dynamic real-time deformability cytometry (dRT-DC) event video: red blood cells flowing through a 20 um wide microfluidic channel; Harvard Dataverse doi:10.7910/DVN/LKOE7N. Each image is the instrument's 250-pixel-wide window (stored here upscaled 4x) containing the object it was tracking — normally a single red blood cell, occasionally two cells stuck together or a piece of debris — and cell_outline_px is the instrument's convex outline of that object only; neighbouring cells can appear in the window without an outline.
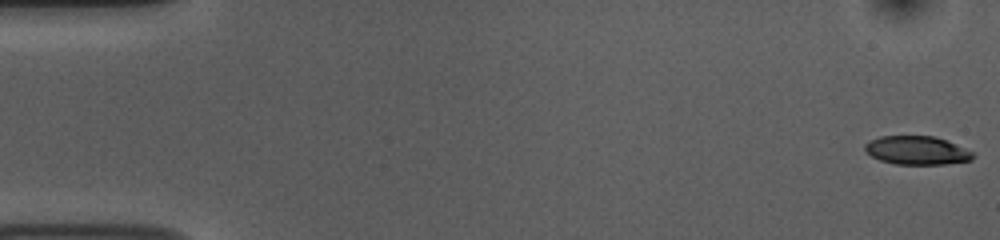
{"species": "common noctule bat (a hibernating species)", "species_latin": "Nyctalus noctula", "temperature_condition": "room temperature", "stored_images_in_passage": 53, "camera_frame_rate_fps": 3000, "um_per_image_px": 0.085, "animal": {"sex": "female", "body_mass_g": 10.0, "forearm_length_mm": 53.1}, "frame": {"image": 1, "passage_image": 1, "time_ms": 0.0, "image_size_px": [1000, 240], "cell_outline_px": [[976, 156], [972, 160], [944, 164], [896, 164], [880, 160], [872, 156], [864, 148], [864, 144], [868, 140], [880, 136], [936, 136], [972, 152]], "centroid_in_image_um": [77.91, 12.78], "position_along_channel_um": 7.1, "area_um2": 17.86}}
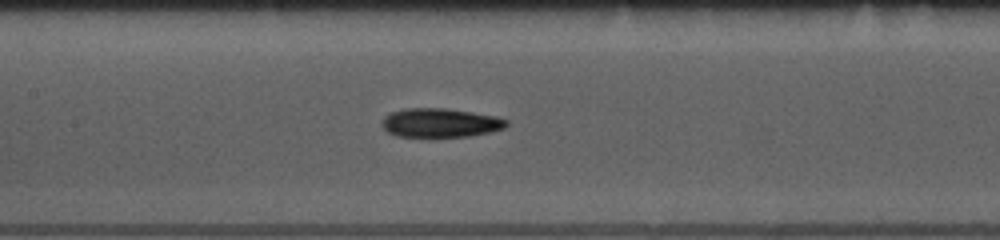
{"frame": {"image": 2, "passage_image": 25, "time_ms": 8.0, "image_size_px": [1000, 240], "cell_outline_px": [[508, 124], [504, 128], [488, 132], [468, 136], [396, 136], [388, 132], [380, 124], [384, 116], [392, 112], [408, 108], [444, 108], [472, 112], [496, 116], [508, 120]], "centroid_in_image_um": [37.41, 10.43], "position_along_channel_um": 170.0, "area_um2": 20.81}}
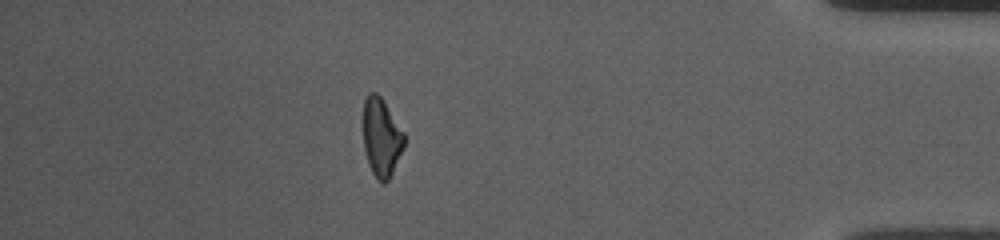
{"frame": {"image": 3, "passage_image": 47, "time_ms": 15.333, "image_size_px": [1000, 240], "cell_outline_px": [[404, 148], [388, 180], [384, 184], [380, 184], [376, 180], [368, 164], [364, 148], [364, 100], [368, 92], [376, 92], [380, 96], [404, 132]], "centroid_in_image_um": [32.42, 11.71], "position_along_channel_um": 402.8, "area_um2": 18.67}, "authors_computed_cell_mechanics": {"area_um2": 19.7676, "velocity_mm_per_s": 3.7703, "shape_relaxation_time_tau1_ms": 4.4381, "shape_relaxation_time_tau2_ms": 4.9313, "deformation_change_tau1": 0.1335, "deformation_change_tau2": 0.1412}}